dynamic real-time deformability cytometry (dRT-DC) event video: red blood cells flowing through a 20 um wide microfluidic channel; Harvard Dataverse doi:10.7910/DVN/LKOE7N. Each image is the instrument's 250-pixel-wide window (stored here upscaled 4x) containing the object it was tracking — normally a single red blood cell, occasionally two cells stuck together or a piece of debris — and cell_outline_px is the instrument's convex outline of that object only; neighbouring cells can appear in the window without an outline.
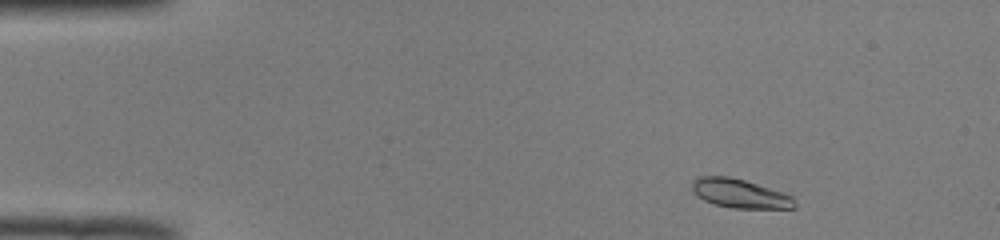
{"species": "common noctule bat (a hibernating species)", "species_latin": "Nyctalus noctula", "temperature_condition": "room temperature", "stored_images_in_passage": 47, "camera_frame_rate_fps": 3000, "um_per_image_px": 0.085, "animal": {"sex": "male", "body_mass_g": 19.0, "forearm_length_mm": 50.8}, "frame": {"image": 1, "passage_image": 3, "time_ms": 0.667, "image_size_px": [1000, 240], "cell_outline_px": [[796, 208], [732, 208], [716, 204], [704, 200], [696, 196], [692, 192], [692, 180], [696, 176], [728, 176], [744, 180], [784, 192], [792, 196], [796, 204]], "centroid_in_image_um": [62.86, 16.44], "position_along_channel_um": 22.1, "area_um2": 17.4}}
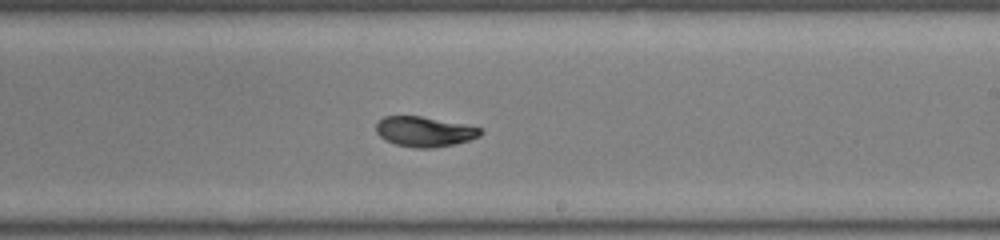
{"frame": {"image": 2, "passage_image": 27, "time_ms": 8.667, "image_size_px": [1000, 240], "cell_outline_px": [[484, 132], [480, 136], [468, 140], [452, 144], [432, 148], [416, 148], [396, 144], [384, 140], [376, 132], [376, 124], [384, 116], [420, 116], [464, 124], [480, 128]], "centroid_in_image_um": [36.06, 11.18], "position_along_channel_um": 252.9, "area_um2": 18.15}}
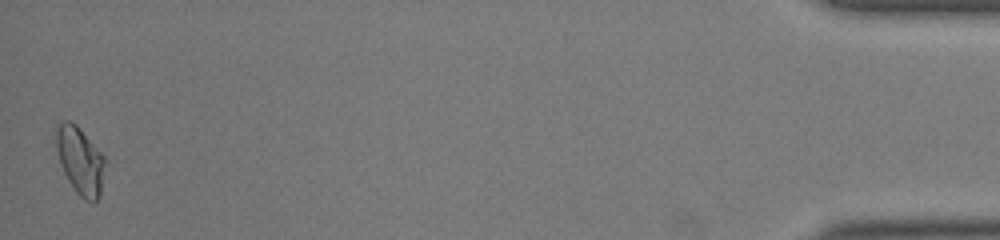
{"frame": {"image": 3, "passage_image": 47, "time_ms": 15.333, "image_size_px": [1000, 240], "cell_outline_px": [[108, 160], [100, 196], [92, 204], [84, 200], [76, 192], [68, 180], [60, 164], [56, 148], [56, 128], [64, 120], [68, 120], [76, 124], [80, 128]], "centroid_in_image_um": [6.86, 13.68], "position_along_channel_um": 428.3, "area_um2": 19.59}, "authors_computed_cell_mechanics": {"area_um2": 18.1492, "velocity_mm_per_s": 3.9754, "shape_relaxation_time_tau1_ms": 3.6238, "shape_relaxation_time_tau2_ms": 1.8939, "deformation_change_tau1": 0.1442, "deformation_change_tau2": 0.041}}